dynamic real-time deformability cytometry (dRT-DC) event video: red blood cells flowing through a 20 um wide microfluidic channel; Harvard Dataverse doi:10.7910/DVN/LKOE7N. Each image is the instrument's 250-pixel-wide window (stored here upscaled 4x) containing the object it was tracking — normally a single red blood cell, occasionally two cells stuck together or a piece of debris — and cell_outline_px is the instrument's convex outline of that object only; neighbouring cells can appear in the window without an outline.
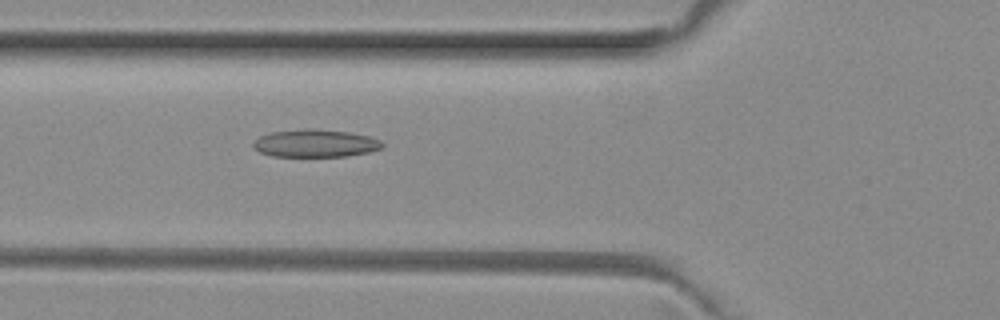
{"species": "common noctule bat (a hibernating species)", "species_latin": "Nyctalus noctula", "temperature_condition": "room temperature", "stored_images_in_passage": 6, "camera_frame_rate_fps": 3000, "um_per_image_px": 0.085, "animal": {"sex": "female", "body_mass_g": 29.2, "forearm_length_mm": 56.3}, "frame": {"image": 1, "passage_image": 6, "time_ms": 1.667, "image_size_px": [1000, 320], "cell_outline_px": [[384, 148], [368, 152], [348, 156], [272, 156], [260, 152], [252, 144], [260, 136], [272, 132], [312, 128], [348, 132], [368, 136], [380, 140], [384, 144]], "centroid_in_image_um": [26.84, 12.18], "position_along_channel_um": 99.0, "area_um2": 20.63}}